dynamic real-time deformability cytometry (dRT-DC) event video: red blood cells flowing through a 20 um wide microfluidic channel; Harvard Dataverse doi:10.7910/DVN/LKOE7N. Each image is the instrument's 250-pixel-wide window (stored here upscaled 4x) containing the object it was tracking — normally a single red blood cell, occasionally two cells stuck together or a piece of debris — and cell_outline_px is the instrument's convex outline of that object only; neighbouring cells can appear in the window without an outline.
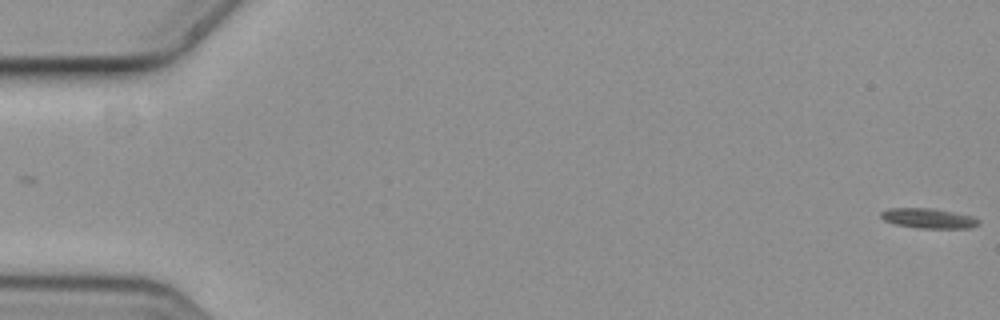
{"species": "common noctule bat (a hibernating species)", "species_latin": "Nyctalus noctula", "temperature_condition": "cold", "stored_images_in_passage": 2, "camera_frame_rate_fps": 3000, "um_per_image_px": 0.085, "animal": {"sex": "female", "body_mass_g": 19.3, "forearm_length_mm": 54.1}, "frame": {"image": 1, "passage_image": 2, "time_ms": 0.333, "image_size_px": [1000, 320], "cell_outline_px": [[980, 224], [972, 228], [916, 228], [896, 224], [884, 220], [880, 216], [880, 212], [888, 208], [932, 208], [976, 216], [980, 220]], "centroid_in_image_um": [78.97, 18.55], "position_along_channel_um": 6.0, "area_um2": 11.56}}